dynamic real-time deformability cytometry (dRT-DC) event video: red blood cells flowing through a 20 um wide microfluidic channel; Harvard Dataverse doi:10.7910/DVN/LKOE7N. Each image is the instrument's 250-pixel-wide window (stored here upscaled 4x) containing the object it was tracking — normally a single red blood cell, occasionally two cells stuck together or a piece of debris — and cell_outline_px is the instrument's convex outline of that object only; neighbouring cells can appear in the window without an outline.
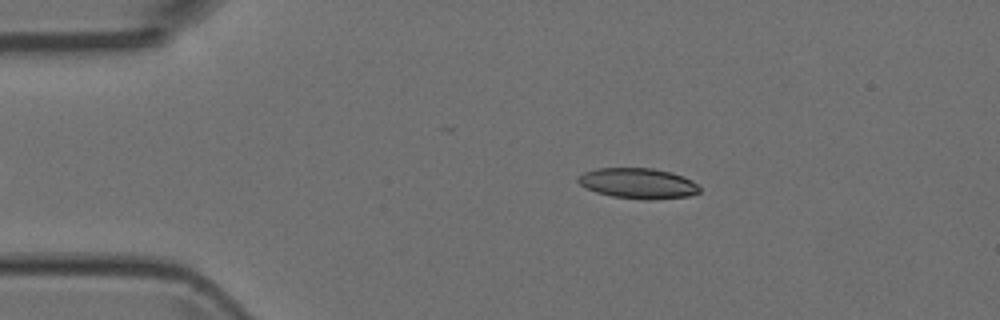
{"species": "Egyptian fruit bat (a non-hibernating species)", "species_latin": "Rousettus aegyptiacus", "temperature_condition": "room temperature", "stored_images_in_passage": 6, "camera_frame_rate_fps": 3000, "um_per_image_px": 0.085, "animal": {"sex": "female"}, "frame": {"image": 1, "passage_image": 2, "time_ms": 0.333, "image_size_px": [1000, 320], "cell_outline_px": [[700, 192], [688, 196], [652, 200], [644, 200], [612, 196], [596, 192], [580, 184], [576, 180], [576, 176], [584, 172], [596, 168], [652, 168], [672, 172], [684, 176], [692, 180], [700, 188]], "centroid_in_image_um": [54.23, 15.58], "position_along_channel_um": 30.8, "area_um2": 21.73}}
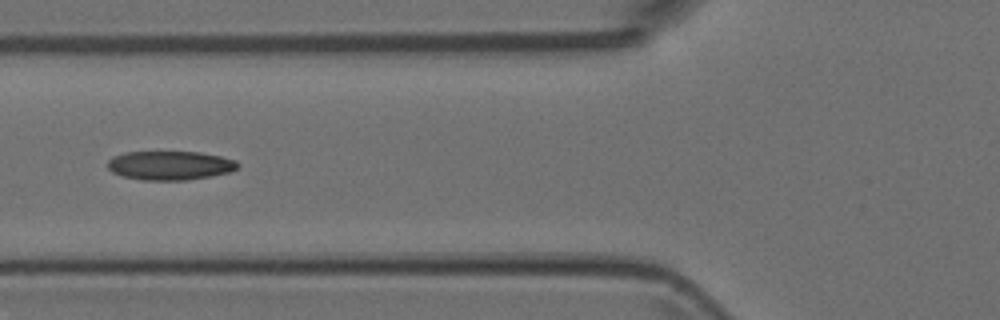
{"frame": {"image": 2, "passage_image": 5, "time_ms": 1.333, "image_size_px": [1000, 320], "cell_outline_px": [[240, 164], [236, 168], [228, 172], [208, 176], [184, 180], [144, 180], [124, 176], [112, 172], [108, 168], [108, 160], [112, 156], [124, 152], [200, 152], [220, 156], [236, 160]], "centroid_in_image_um": [14.42, 14.05], "position_along_channel_um": 111.4, "area_um2": 21.79}}
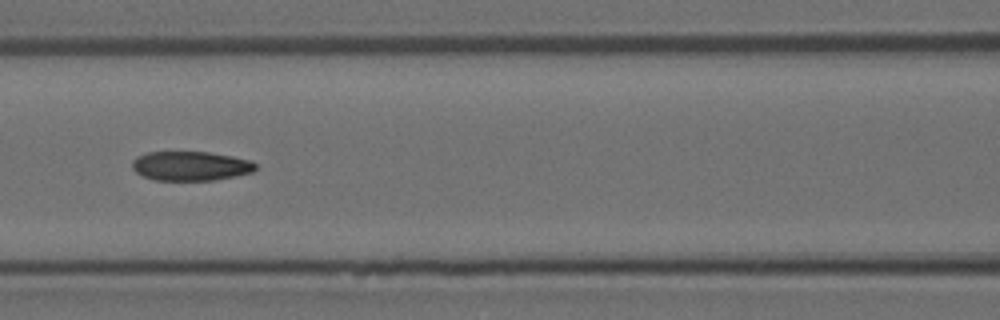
{"frame": {"image": 3, "passage_image": 6, "time_ms": 1.667, "image_size_px": [1000, 320], "cell_outline_px": [[256, 168], [252, 172], [236, 176], [216, 180], [152, 180], [136, 172], [132, 168], [132, 160], [136, 156], [148, 152], [208, 152], [232, 156], [252, 160], [256, 164]], "centroid_in_image_um": [16.2, 14.11], "position_along_channel_um": 150.4, "area_um2": 21.21}}